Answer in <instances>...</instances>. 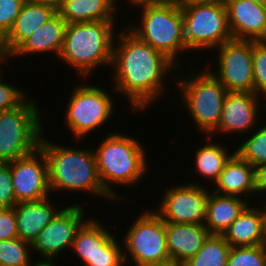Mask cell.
<instances>
[{
  "instance_id": "obj_13",
  "label": "cell",
  "mask_w": 266,
  "mask_h": 266,
  "mask_svg": "<svg viewBox=\"0 0 266 266\" xmlns=\"http://www.w3.org/2000/svg\"><path fill=\"white\" fill-rule=\"evenodd\" d=\"M86 209L81 204L63 207L32 242V250L41 254L42 260H56L60 253L71 249L77 230L85 222Z\"/></svg>"
},
{
  "instance_id": "obj_15",
  "label": "cell",
  "mask_w": 266,
  "mask_h": 266,
  "mask_svg": "<svg viewBox=\"0 0 266 266\" xmlns=\"http://www.w3.org/2000/svg\"><path fill=\"white\" fill-rule=\"evenodd\" d=\"M262 99L255 93L228 92L223 101L220 123L210 135L245 134L255 130L260 122L257 117Z\"/></svg>"
},
{
  "instance_id": "obj_29",
  "label": "cell",
  "mask_w": 266,
  "mask_h": 266,
  "mask_svg": "<svg viewBox=\"0 0 266 266\" xmlns=\"http://www.w3.org/2000/svg\"><path fill=\"white\" fill-rule=\"evenodd\" d=\"M31 249V243L19 237L0 240V266H31Z\"/></svg>"
},
{
  "instance_id": "obj_6",
  "label": "cell",
  "mask_w": 266,
  "mask_h": 266,
  "mask_svg": "<svg viewBox=\"0 0 266 266\" xmlns=\"http://www.w3.org/2000/svg\"><path fill=\"white\" fill-rule=\"evenodd\" d=\"M179 69L181 67H178L176 79H179L175 84H178L183 104L198 127V131L203 132L205 136L210 135L220 123L223 101L228 91L210 72L212 69L210 65H207L206 69L203 68L200 73L192 71L189 73V79L182 77Z\"/></svg>"
},
{
  "instance_id": "obj_8",
  "label": "cell",
  "mask_w": 266,
  "mask_h": 266,
  "mask_svg": "<svg viewBox=\"0 0 266 266\" xmlns=\"http://www.w3.org/2000/svg\"><path fill=\"white\" fill-rule=\"evenodd\" d=\"M181 10L188 51L215 50L233 39L224 0L182 6Z\"/></svg>"
},
{
  "instance_id": "obj_11",
  "label": "cell",
  "mask_w": 266,
  "mask_h": 266,
  "mask_svg": "<svg viewBox=\"0 0 266 266\" xmlns=\"http://www.w3.org/2000/svg\"><path fill=\"white\" fill-rule=\"evenodd\" d=\"M209 187L190 182L165 188L155 212L171 223L204 224L209 199Z\"/></svg>"
},
{
  "instance_id": "obj_40",
  "label": "cell",
  "mask_w": 266,
  "mask_h": 266,
  "mask_svg": "<svg viewBox=\"0 0 266 266\" xmlns=\"http://www.w3.org/2000/svg\"><path fill=\"white\" fill-rule=\"evenodd\" d=\"M148 266H184V263L174 259H170L164 262H159L157 264H152Z\"/></svg>"
},
{
  "instance_id": "obj_32",
  "label": "cell",
  "mask_w": 266,
  "mask_h": 266,
  "mask_svg": "<svg viewBox=\"0 0 266 266\" xmlns=\"http://www.w3.org/2000/svg\"><path fill=\"white\" fill-rule=\"evenodd\" d=\"M114 237L101 251L89 260L86 266H125L123 258V246Z\"/></svg>"
},
{
  "instance_id": "obj_19",
  "label": "cell",
  "mask_w": 266,
  "mask_h": 266,
  "mask_svg": "<svg viewBox=\"0 0 266 266\" xmlns=\"http://www.w3.org/2000/svg\"><path fill=\"white\" fill-rule=\"evenodd\" d=\"M221 236L231 247L266 244V223L262 208L249 204Z\"/></svg>"
},
{
  "instance_id": "obj_7",
  "label": "cell",
  "mask_w": 266,
  "mask_h": 266,
  "mask_svg": "<svg viewBox=\"0 0 266 266\" xmlns=\"http://www.w3.org/2000/svg\"><path fill=\"white\" fill-rule=\"evenodd\" d=\"M37 101L26 98L19 106L0 111V163H9L39 147L44 132Z\"/></svg>"
},
{
  "instance_id": "obj_39",
  "label": "cell",
  "mask_w": 266,
  "mask_h": 266,
  "mask_svg": "<svg viewBox=\"0 0 266 266\" xmlns=\"http://www.w3.org/2000/svg\"><path fill=\"white\" fill-rule=\"evenodd\" d=\"M180 7L192 5V4H198V3H208L213 1H219V0H174Z\"/></svg>"
},
{
  "instance_id": "obj_20",
  "label": "cell",
  "mask_w": 266,
  "mask_h": 266,
  "mask_svg": "<svg viewBox=\"0 0 266 266\" xmlns=\"http://www.w3.org/2000/svg\"><path fill=\"white\" fill-rule=\"evenodd\" d=\"M48 199L49 197L38 201L16 203L13 207L18 237L23 241L32 244L42 229L63 209L56 210L58 208Z\"/></svg>"
},
{
  "instance_id": "obj_24",
  "label": "cell",
  "mask_w": 266,
  "mask_h": 266,
  "mask_svg": "<svg viewBox=\"0 0 266 266\" xmlns=\"http://www.w3.org/2000/svg\"><path fill=\"white\" fill-rule=\"evenodd\" d=\"M117 7L113 0H63L57 12L67 23L118 21Z\"/></svg>"
},
{
  "instance_id": "obj_27",
  "label": "cell",
  "mask_w": 266,
  "mask_h": 266,
  "mask_svg": "<svg viewBox=\"0 0 266 266\" xmlns=\"http://www.w3.org/2000/svg\"><path fill=\"white\" fill-rule=\"evenodd\" d=\"M231 246L221 235H210L197 254L184 266H227Z\"/></svg>"
},
{
  "instance_id": "obj_21",
  "label": "cell",
  "mask_w": 266,
  "mask_h": 266,
  "mask_svg": "<svg viewBox=\"0 0 266 266\" xmlns=\"http://www.w3.org/2000/svg\"><path fill=\"white\" fill-rule=\"evenodd\" d=\"M67 24L68 23L65 19L56 12L44 25L26 38L12 52V58L28 54H42L43 52H50L59 57L63 46Z\"/></svg>"
},
{
  "instance_id": "obj_23",
  "label": "cell",
  "mask_w": 266,
  "mask_h": 266,
  "mask_svg": "<svg viewBox=\"0 0 266 266\" xmlns=\"http://www.w3.org/2000/svg\"><path fill=\"white\" fill-rule=\"evenodd\" d=\"M248 205L249 201L241 197L210 190L204 225L211 235H222Z\"/></svg>"
},
{
  "instance_id": "obj_17",
  "label": "cell",
  "mask_w": 266,
  "mask_h": 266,
  "mask_svg": "<svg viewBox=\"0 0 266 266\" xmlns=\"http://www.w3.org/2000/svg\"><path fill=\"white\" fill-rule=\"evenodd\" d=\"M170 258L185 262L194 257L211 235L204 224L165 222Z\"/></svg>"
},
{
  "instance_id": "obj_5",
  "label": "cell",
  "mask_w": 266,
  "mask_h": 266,
  "mask_svg": "<svg viewBox=\"0 0 266 266\" xmlns=\"http://www.w3.org/2000/svg\"><path fill=\"white\" fill-rule=\"evenodd\" d=\"M137 8H141V20L138 25H133L132 22L128 29L181 67V62L177 58H180L183 52H187L181 7L171 0L164 3L141 4Z\"/></svg>"
},
{
  "instance_id": "obj_4",
  "label": "cell",
  "mask_w": 266,
  "mask_h": 266,
  "mask_svg": "<svg viewBox=\"0 0 266 266\" xmlns=\"http://www.w3.org/2000/svg\"><path fill=\"white\" fill-rule=\"evenodd\" d=\"M116 21L68 23L59 59L72 66L82 79L96 67L112 65Z\"/></svg>"
},
{
  "instance_id": "obj_3",
  "label": "cell",
  "mask_w": 266,
  "mask_h": 266,
  "mask_svg": "<svg viewBox=\"0 0 266 266\" xmlns=\"http://www.w3.org/2000/svg\"><path fill=\"white\" fill-rule=\"evenodd\" d=\"M143 146L132 135L111 132L94 151L100 181L104 190L115 202L121 201L122 198L125 200L126 197L120 196L118 192L116 194L117 190L113 188V184L131 187L137 185L142 178H145V174H148L146 172L149 161Z\"/></svg>"
},
{
  "instance_id": "obj_38",
  "label": "cell",
  "mask_w": 266,
  "mask_h": 266,
  "mask_svg": "<svg viewBox=\"0 0 266 266\" xmlns=\"http://www.w3.org/2000/svg\"><path fill=\"white\" fill-rule=\"evenodd\" d=\"M10 57L12 58V52L11 50L7 47V45L2 41L0 40V65L1 63H4L6 62L7 63V60L9 59L10 60ZM2 73H1V67H0V80L2 79Z\"/></svg>"
},
{
  "instance_id": "obj_43",
  "label": "cell",
  "mask_w": 266,
  "mask_h": 266,
  "mask_svg": "<svg viewBox=\"0 0 266 266\" xmlns=\"http://www.w3.org/2000/svg\"><path fill=\"white\" fill-rule=\"evenodd\" d=\"M36 1L49 3L51 5H54L56 8L63 2V0H36Z\"/></svg>"
},
{
  "instance_id": "obj_34",
  "label": "cell",
  "mask_w": 266,
  "mask_h": 266,
  "mask_svg": "<svg viewBox=\"0 0 266 266\" xmlns=\"http://www.w3.org/2000/svg\"><path fill=\"white\" fill-rule=\"evenodd\" d=\"M9 163H0V208H13L16 204Z\"/></svg>"
},
{
  "instance_id": "obj_33",
  "label": "cell",
  "mask_w": 266,
  "mask_h": 266,
  "mask_svg": "<svg viewBox=\"0 0 266 266\" xmlns=\"http://www.w3.org/2000/svg\"><path fill=\"white\" fill-rule=\"evenodd\" d=\"M26 0H0V40L12 28Z\"/></svg>"
},
{
  "instance_id": "obj_9",
  "label": "cell",
  "mask_w": 266,
  "mask_h": 266,
  "mask_svg": "<svg viewBox=\"0 0 266 266\" xmlns=\"http://www.w3.org/2000/svg\"><path fill=\"white\" fill-rule=\"evenodd\" d=\"M110 91L97 85L75 86L65 111V125L80 141L92 131L102 128L114 114V100Z\"/></svg>"
},
{
  "instance_id": "obj_37",
  "label": "cell",
  "mask_w": 266,
  "mask_h": 266,
  "mask_svg": "<svg viewBox=\"0 0 266 266\" xmlns=\"http://www.w3.org/2000/svg\"><path fill=\"white\" fill-rule=\"evenodd\" d=\"M255 194L266 193V163L254 167Z\"/></svg>"
},
{
  "instance_id": "obj_31",
  "label": "cell",
  "mask_w": 266,
  "mask_h": 266,
  "mask_svg": "<svg viewBox=\"0 0 266 266\" xmlns=\"http://www.w3.org/2000/svg\"><path fill=\"white\" fill-rule=\"evenodd\" d=\"M254 93L266 99V40H252Z\"/></svg>"
},
{
  "instance_id": "obj_18",
  "label": "cell",
  "mask_w": 266,
  "mask_h": 266,
  "mask_svg": "<svg viewBox=\"0 0 266 266\" xmlns=\"http://www.w3.org/2000/svg\"><path fill=\"white\" fill-rule=\"evenodd\" d=\"M56 12L57 8L54 5L36 0H26L12 28L1 40L13 52Z\"/></svg>"
},
{
  "instance_id": "obj_10",
  "label": "cell",
  "mask_w": 266,
  "mask_h": 266,
  "mask_svg": "<svg viewBox=\"0 0 266 266\" xmlns=\"http://www.w3.org/2000/svg\"><path fill=\"white\" fill-rule=\"evenodd\" d=\"M124 234L123 258L135 266H148L170 260L165 221L154 211L145 210ZM130 259L128 260V256Z\"/></svg>"
},
{
  "instance_id": "obj_14",
  "label": "cell",
  "mask_w": 266,
  "mask_h": 266,
  "mask_svg": "<svg viewBox=\"0 0 266 266\" xmlns=\"http://www.w3.org/2000/svg\"><path fill=\"white\" fill-rule=\"evenodd\" d=\"M9 164L17 203L38 201L50 197L47 162L40 147L28 155L9 162Z\"/></svg>"
},
{
  "instance_id": "obj_22",
  "label": "cell",
  "mask_w": 266,
  "mask_h": 266,
  "mask_svg": "<svg viewBox=\"0 0 266 266\" xmlns=\"http://www.w3.org/2000/svg\"><path fill=\"white\" fill-rule=\"evenodd\" d=\"M214 185L213 192L217 194L248 200L251 193L255 195L254 167L234 154L225 164Z\"/></svg>"
},
{
  "instance_id": "obj_16",
  "label": "cell",
  "mask_w": 266,
  "mask_h": 266,
  "mask_svg": "<svg viewBox=\"0 0 266 266\" xmlns=\"http://www.w3.org/2000/svg\"><path fill=\"white\" fill-rule=\"evenodd\" d=\"M233 39L266 40V5L249 0H224Z\"/></svg>"
},
{
  "instance_id": "obj_30",
  "label": "cell",
  "mask_w": 266,
  "mask_h": 266,
  "mask_svg": "<svg viewBox=\"0 0 266 266\" xmlns=\"http://www.w3.org/2000/svg\"><path fill=\"white\" fill-rule=\"evenodd\" d=\"M227 266H266V244L231 247Z\"/></svg>"
},
{
  "instance_id": "obj_1",
  "label": "cell",
  "mask_w": 266,
  "mask_h": 266,
  "mask_svg": "<svg viewBox=\"0 0 266 266\" xmlns=\"http://www.w3.org/2000/svg\"><path fill=\"white\" fill-rule=\"evenodd\" d=\"M127 27L117 32L114 40L111 66L114 81L111 90L127 97L132 111H144L163 97L167 90L165 79L171 69L176 72L178 66L162 52L140 40Z\"/></svg>"
},
{
  "instance_id": "obj_26",
  "label": "cell",
  "mask_w": 266,
  "mask_h": 266,
  "mask_svg": "<svg viewBox=\"0 0 266 266\" xmlns=\"http://www.w3.org/2000/svg\"><path fill=\"white\" fill-rule=\"evenodd\" d=\"M205 145L200 147L195 152V169L199 172L201 177L210 179L211 184L215 183L219 177V174L223 171L225 164L230 160V158L235 154L233 150L232 154L226 149L227 146L220 142H212L213 137L211 135H206Z\"/></svg>"
},
{
  "instance_id": "obj_46",
  "label": "cell",
  "mask_w": 266,
  "mask_h": 266,
  "mask_svg": "<svg viewBox=\"0 0 266 266\" xmlns=\"http://www.w3.org/2000/svg\"><path fill=\"white\" fill-rule=\"evenodd\" d=\"M115 3H116V5L118 4L117 3V1H120V0H113ZM125 1H127L128 3H130L131 4V0H125Z\"/></svg>"
},
{
  "instance_id": "obj_2",
  "label": "cell",
  "mask_w": 266,
  "mask_h": 266,
  "mask_svg": "<svg viewBox=\"0 0 266 266\" xmlns=\"http://www.w3.org/2000/svg\"><path fill=\"white\" fill-rule=\"evenodd\" d=\"M44 137L42 133L39 147L45 154L51 193L59 190L86 192L114 201L100 181L94 149L69 148Z\"/></svg>"
},
{
  "instance_id": "obj_42",
  "label": "cell",
  "mask_w": 266,
  "mask_h": 266,
  "mask_svg": "<svg viewBox=\"0 0 266 266\" xmlns=\"http://www.w3.org/2000/svg\"><path fill=\"white\" fill-rule=\"evenodd\" d=\"M55 260H41V261H33L31 266H55Z\"/></svg>"
},
{
  "instance_id": "obj_12",
  "label": "cell",
  "mask_w": 266,
  "mask_h": 266,
  "mask_svg": "<svg viewBox=\"0 0 266 266\" xmlns=\"http://www.w3.org/2000/svg\"><path fill=\"white\" fill-rule=\"evenodd\" d=\"M218 71H210L228 92L254 93L252 40L232 39L217 47Z\"/></svg>"
},
{
  "instance_id": "obj_44",
  "label": "cell",
  "mask_w": 266,
  "mask_h": 266,
  "mask_svg": "<svg viewBox=\"0 0 266 266\" xmlns=\"http://www.w3.org/2000/svg\"><path fill=\"white\" fill-rule=\"evenodd\" d=\"M251 2H255V3H258V4H265L266 5V0H249Z\"/></svg>"
},
{
  "instance_id": "obj_41",
  "label": "cell",
  "mask_w": 266,
  "mask_h": 266,
  "mask_svg": "<svg viewBox=\"0 0 266 266\" xmlns=\"http://www.w3.org/2000/svg\"><path fill=\"white\" fill-rule=\"evenodd\" d=\"M171 0H131V4L134 6H138L141 4H152V3H164Z\"/></svg>"
},
{
  "instance_id": "obj_35",
  "label": "cell",
  "mask_w": 266,
  "mask_h": 266,
  "mask_svg": "<svg viewBox=\"0 0 266 266\" xmlns=\"http://www.w3.org/2000/svg\"><path fill=\"white\" fill-rule=\"evenodd\" d=\"M9 84L7 81L0 80V111H6L19 106L26 98L24 91Z\"/></svg>"
},
{
  "instance_id": "obj_36",
  "label": "cell",
  "mask_w": 266,
  "mask_h": 266,
  "mask_svg": "<svg viewBox=\"0 0 266 266\" xmlns=\"http://www.w3.org/2000/svg\"><path fill=\"white\" fill-rule=\"evenodd\" d=\"M18 238L14 208H0V240Z\"/></svg>"
},
{
  "instance_id": "obj_25",
  "label": "cell",
  "mask_w": 266,
  "mask_h": 266,
  "mask_svg": "<svg viewBox=\"0 0 266 266\" xmlns=\"http://www.w3.org/2000/svg\"><path fill=\"white\" fill-rule=\"evenodd\" d=\"M91 219V220H90ZM88 218L77 230L71 250L76 253L84 265L92 260L115 236L112 231L103 227L100 220Z\"/></svg>"
},
{
  "instance_id": "obj_28",
  "label": "cell",
  "mask_w": 266,
  "mask_h": 266,
  "mask_svg": "<svg viewBox=\"0 0 266 266\" xmlns=\"http://www.w3.org/2000/svg\"><path fill=\"white\" fill-rule=\"evenodd\" d=\"M250 136H246L237 149L235 154L244 161H247L253 167L266 163V124L261 126ZM248 138V139H247Z\"/></svg>"
},
{
  "instance_id": "obj_45",
  "label": "cell",
  "mask_w": 266,
  "mask_h": 266,
  "mask_svg": "<svg viewBox=\"0 0 266 266\" xmlns=\"http://www.w3.org/2000/svg\"><path fill=\"white\" fill-rule=\"evenodd\" d=\"M266 203H264V206H261L263 207L262 210H263V213H264V217H265V223H266Z\"/></svg>"
}]
</instances>
